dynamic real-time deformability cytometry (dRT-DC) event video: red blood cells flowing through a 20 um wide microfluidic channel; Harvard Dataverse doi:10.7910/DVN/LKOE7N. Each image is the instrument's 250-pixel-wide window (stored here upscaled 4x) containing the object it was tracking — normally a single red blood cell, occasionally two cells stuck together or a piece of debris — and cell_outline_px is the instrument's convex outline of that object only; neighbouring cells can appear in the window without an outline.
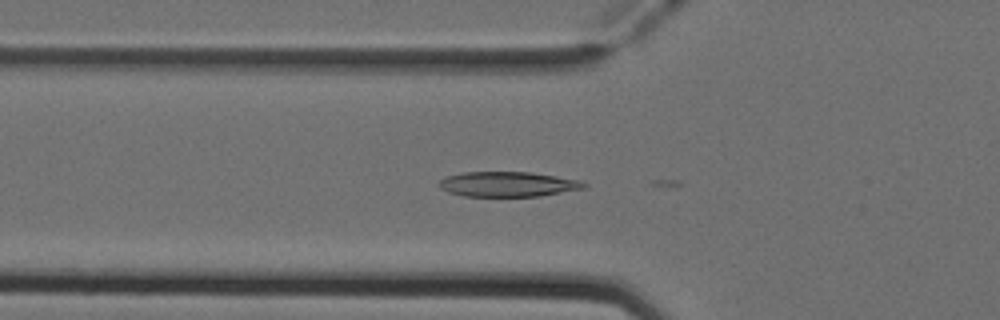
{"species": "Egyptian fruit bat (a non-hibernating species)", "species_latin": "Rousettus aegyptiacus", "temperature_condition": "cold", "stored_images_in_passage": 18, "camera_frame_rate_fps": 3000, "um_per_image_px": 0.085, "animal": {"sex": "female"}, "frame": {"image": 1, "passage_image": 12, "time_ms": 3.667, "image_size_px": [1000, 320], "cell_outline_px": [[588, 188], [540, 196], [464, 196], [448, 192], [440, 188], [440, 180], [444, 176], [464, 172], [528, 172], [556, 176], [580, 180], [588, 184]], "centroid_in_image_um": [43.2, 15.65], "position_along_channel_um": 82.6, "area_um2": 21.21}}
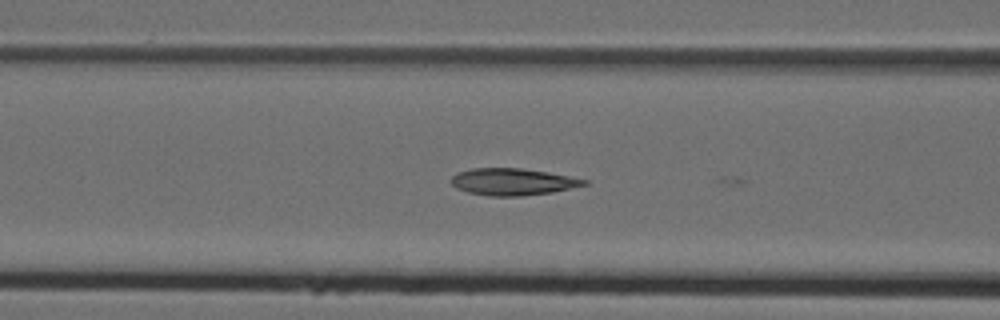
{"frame": {"image": 2, "passage_image": 15, "time_ms": 4.667, "image_size_px": [1000, 320], "cell_outline_px": [[588, 184], [552, 192], [520, 196], [488, 196], [468, 192], [456, 188], [448, 180], [456, 172], [472, 168], [520, 168], [568, 176], [588, 180]], "centroid_in_image_um": [43.51, 15.45], "position_along_channel_um": 123.1, "area_um2": 20.75}}